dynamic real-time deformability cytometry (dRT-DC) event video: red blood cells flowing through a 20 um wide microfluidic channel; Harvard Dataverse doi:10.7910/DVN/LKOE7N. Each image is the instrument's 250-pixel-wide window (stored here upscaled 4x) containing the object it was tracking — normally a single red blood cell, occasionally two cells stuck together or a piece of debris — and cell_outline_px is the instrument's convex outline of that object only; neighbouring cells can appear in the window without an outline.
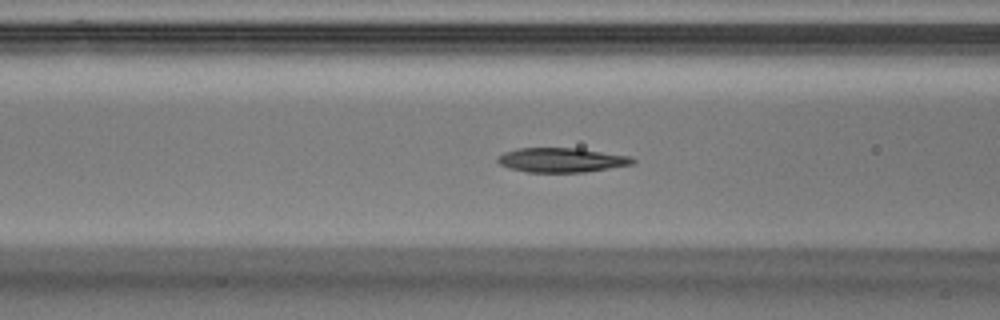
{"species": "Egyptian fruit bat (a non-hibernating species)", "species_latin": "Rousettus aegyptiacus", "temperature_condition": "warm", "stored_images_in_passage": 50, "camera_frame_rate_fps": 3000, "um_per_image_px": 0.085, "animal": {"sex": "male"}, "frame": {"image": 1, "passage_image": 19, "time_ms": 6.0, "image_size_px": [1000, 320], "cell_outline_px": [[636, 160], [632, 164], [584, 172], [528, 172], [512, 168], [500, 164], [496, 160], [504, 152], [516, 148], [580, 148], [628, 156]], "centroid_in_image_um": [47.72, 13.59], "position_along_channel_um": 118.9, "area_um2": 18.96}}
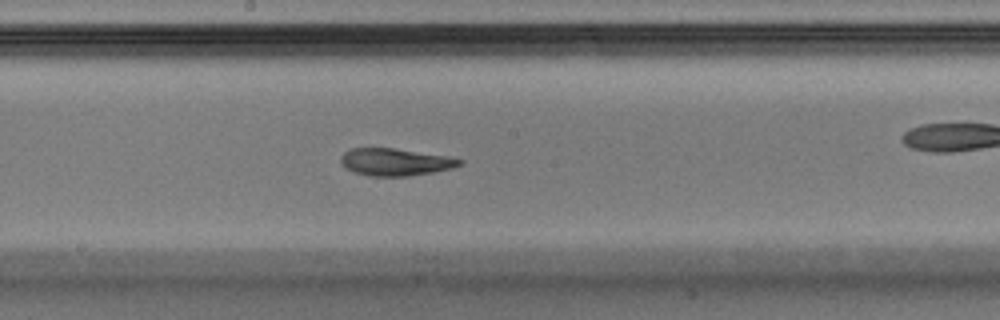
{"frame": {"image": 2, "passage_image": 26, "time_ms": 8.333, "image_size_px": [1000, 320], "cell_outline_px": [[464, 160], [460, 164], [452, 168], [432, 172], [408, 176], [368, 176], [344, 168], [340, 160], [340, 156], [344, 152], [352, 148], [392, 148], [448, 156]], "centroid_in_image_um": [33.56, 13.77], "position_along_channel_um": 214.6, "area_um2": 18.79}}
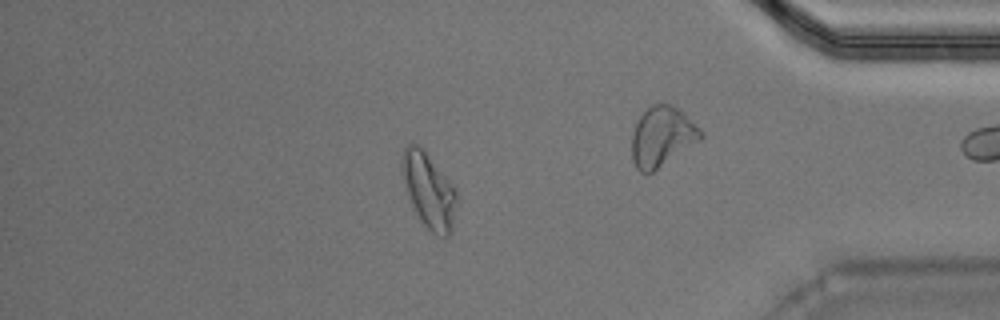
{"frame": {"image": 3, "passage_image": 42, "time_ms": 13.667, "image_size_px": [1000, 320], "cell_outline_px": [[456, 204], [452, 232], [448, 236], [436, 236], [420, 220], [408, 196], [400, 164], [404, 148], [408, 144], [416, 144], [424, 152], [456, 188]], "centroid_in_image_um": [36.45, 16.23], "position_along_channel_um": 398.7, "area_um2": 23.41}, "authors_computed_cell_mechanics": {"area_um2": 19.363, "velocity_mm_per_s": 4.0977, "shape_relaxation_time_tau1_ms": null, "shape_relaxation_time_tau2_ms": 1.9461, "deformation_change_tau1": null, "deformation_change_tau2": 0.0776}}